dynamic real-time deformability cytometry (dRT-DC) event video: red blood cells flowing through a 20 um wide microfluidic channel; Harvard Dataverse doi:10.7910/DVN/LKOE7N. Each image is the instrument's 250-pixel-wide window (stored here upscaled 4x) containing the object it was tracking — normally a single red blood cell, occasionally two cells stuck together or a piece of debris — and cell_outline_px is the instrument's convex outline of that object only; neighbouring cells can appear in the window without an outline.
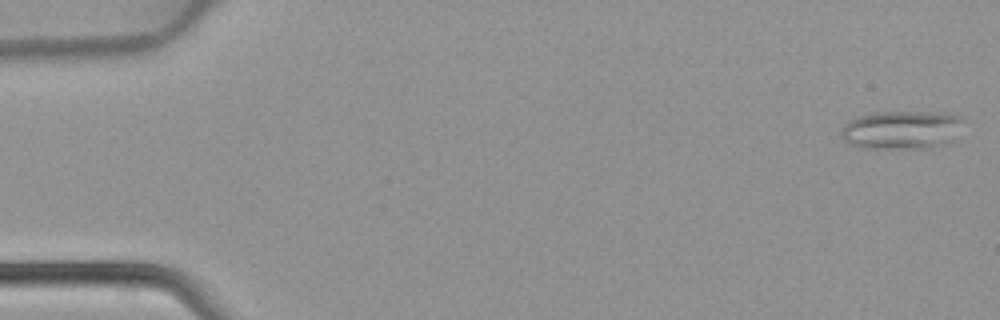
{"species": "common noctule bat (a hibernating species)", "species_latin": "Nyctalus noctula", "temperature_condition": "warm", "stored_images_in_passage": 4, "camera_frame_rate_fps": 3000, "um_per_image_px": 0.085, "animal": {"sex": "female", "body_mass_g": 22.7, "forearm_length_mm": 54.2}, "frame": {"image": 1, "passage_image": 1, "time_ms": 0.0, "image_size_px": [1000, 320], "cell_outline_px": [[964, 120], [952, 140], [944, 144], [932, 148], [860, 148], [848, 144], [844, 140], [840, 132], [844, 124], [848, 120], [856, 116], [872, 112], [948, 112], [960, 116]], "centroid_in_image_um": [76.6, 11.03], "position_along_channel_um": 8.4, "area_um2": 27.8}}